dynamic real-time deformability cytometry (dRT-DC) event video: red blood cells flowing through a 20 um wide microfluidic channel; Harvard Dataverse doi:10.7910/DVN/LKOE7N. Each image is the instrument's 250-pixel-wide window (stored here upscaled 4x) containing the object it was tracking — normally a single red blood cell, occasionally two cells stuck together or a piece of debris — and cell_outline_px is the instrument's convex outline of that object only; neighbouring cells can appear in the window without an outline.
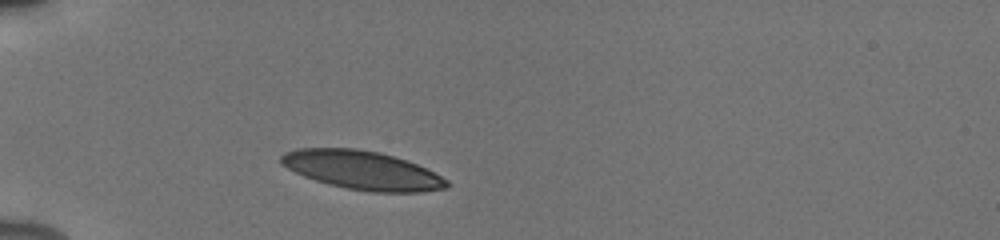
{"species": "human", "species_latin": "Homo sapiens", "temperature_condition": "cold", "stored_images_in_passage": 32, "camera_frame_rate_fps": 3000, "um_per_image_px": 0.085, "donor": {"sex": "male"}, "frame": {"image": 1, "passage_image": 1, "time_ms": 0.0, "image_size_px": [1000, 240], "cell_outline_px": [[452, 184], [448, 188], [420, 192], [372, 192], [348, 188], [328, 184], [304, 176], [280, 164], [280, 156], [284, 152], [296, 148], [356, 148], [380, 152], [416, 164], [448, 180]], "centroid_in_image_um": [30.77, 14.46], "position_along_channel_um": 54.2, "area_um2": 37.17}}
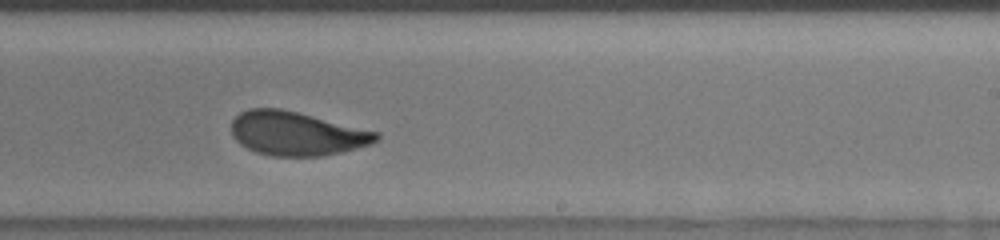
{"frame": {"image": 2, "passage_image": 19, "time_ms": 6.0, "image_size_px": [1000, 240], "cell_outline_px": [[380, 140], [372, 144], [340, 152], [320, 156], [272, 156], [256, 152], [240, 144], [232, 136], [232, 120], [240, 112], [248, 108], [280, 108], [380, 132]], "centroid_in_image_um": [25.22, 11.35], "position_along_channel_um": 263.8, "area_um2": 37.05}}
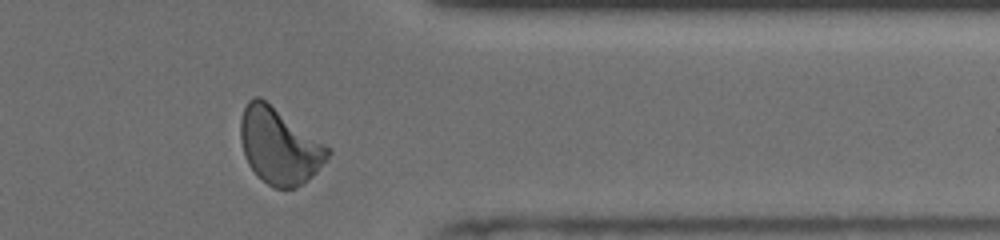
{"frame": {"image": 3, "passage_image": 29, "time_ms": 9.333, "image_size_px": [1000, 240], "cell_outline_px": [[332, 152], [316, 172], [304, 184], [296, 188], [276, 188], [268, 184], [248, 164], [244, 156], [240, 140], [240, 120], [244, 108], [248, 100], [252, 96], [260, 96], [332, 148]], "centroid_in_image_um": [23.75, 12.39], "position_along_channel_um": 387.7, "area_um2": 38.73}, "authors_computed_cell_mechanics": {"area_um2": 37.6856, "velocity_mm_per_s": 3.8828, "shape_relaxation_time_tau1_ms": 3.3767, "shape_relaxation_time_tau2_ms": 1.1371, "deformation_change_tau1": 0.1355, "deformation_change_tau2": 0.0677}}